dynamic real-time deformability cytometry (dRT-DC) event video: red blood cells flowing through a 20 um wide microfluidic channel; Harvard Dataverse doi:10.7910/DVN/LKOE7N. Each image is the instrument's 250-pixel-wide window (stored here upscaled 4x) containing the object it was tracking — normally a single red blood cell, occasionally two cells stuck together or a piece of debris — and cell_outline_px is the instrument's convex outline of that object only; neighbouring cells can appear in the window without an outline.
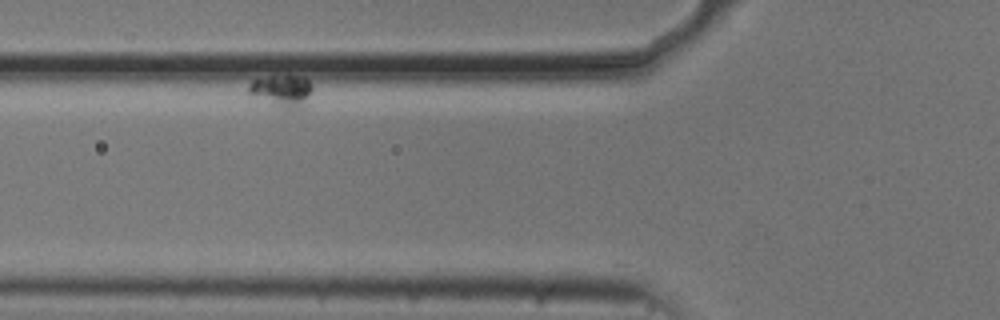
{"species": "common noctule bat (a hibernating species)", "species_latin": "Nyctalus noctula", "temperature_condition": "cold", "stored_images_in_passage": 44, "camera_frame_rate_fps": 3000, "um_per_image_px": 0.085, "animal": {"sex": "male", "body_mass_g": 20.5, "forearm_length_mm": 52.5}, "frame": {"image": 1, "passage_image": 7, "time_ms": 2.0, "image_size_px": [1000, 320], "cell_outline_px": [[312, 92], [304, 108], [288, 112], [248, 92], [248, 84], [252, 80], [268, 76], [288, 72], [304, 76], [312, 84]], "centroid_in_image_um": [24.05, 7.69], "position_along_channel_um": 101.8, "area_um2": 12.72}}
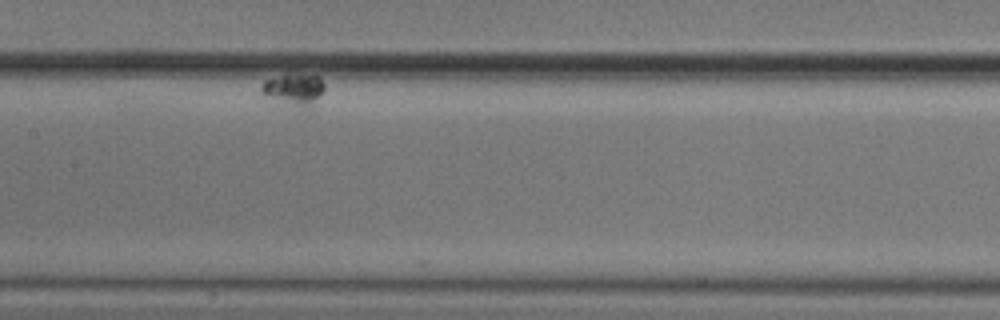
{"frame": {"image": 2, "passage_image": 19, "time_ms": 6.0, "image_size_px": [1000, 320], "cell_outline_px": [[324, 88], [308, 104], [300, 108], [260, 92], [260, 88], [264, 80], [300, 72], [320, 76], [324, 84]], "centroid_in_image_um": [24.97, 7.51], "position_along_channel_um": 182.4, "area_um2": 10.92}}
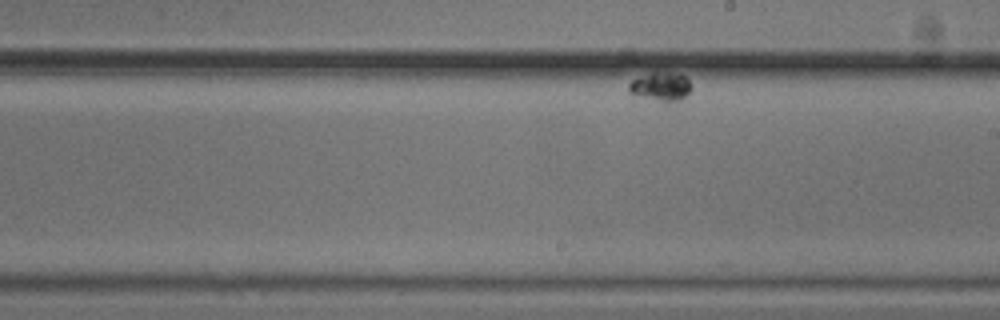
{"frame": {"image": 3, "passage_image": 26, "time_ms": 8.333, "image_size_px": [1000, 320], "cell_outline_px": [[692, 88], [680, 100], [656, 100], [640, 96], [628, 92], [628, 84], [632, 80], [652, 72], [668, 72], [684, 76], [692, 84]], "centroid_in_image_um": [56.15, 7.33], "position_along_channel_um": 232.8, "area_um2": 10.12}}